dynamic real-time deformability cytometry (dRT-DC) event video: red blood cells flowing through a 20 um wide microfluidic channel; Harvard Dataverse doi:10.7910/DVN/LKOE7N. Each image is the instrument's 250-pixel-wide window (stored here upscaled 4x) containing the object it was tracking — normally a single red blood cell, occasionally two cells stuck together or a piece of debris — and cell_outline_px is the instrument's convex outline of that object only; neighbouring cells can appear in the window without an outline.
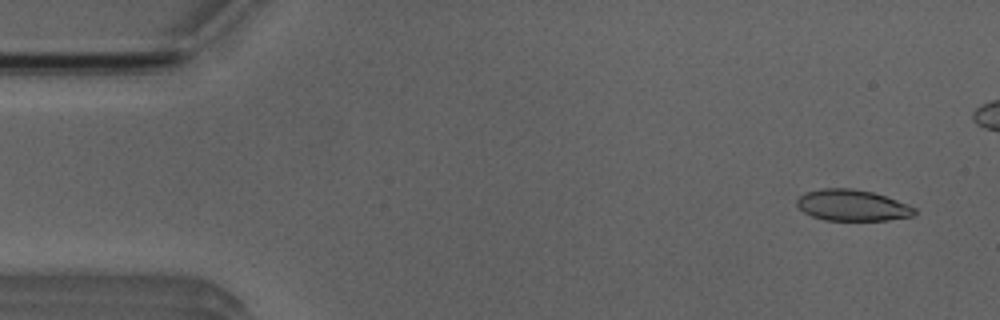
{"species": "Egyptian fruit bat (a non-hibernating species)", "species_latin": "Rousettus aegyptiacus", "temperature_condition": "room temperature", "stored_images_in_passage": 5, "camera_frame_rate_fps": 3000, "um_per_image_px": 0.085, "animal": {"sex": "male"}, "frame": {"image": 1, "passage_image": 1, "time_ms": 0.0, "image_size_px": [1000, 320], "cell_outline_px": [[916, 212], [912, 216], [888, 220], [824, 220], [812, 216], [804, 212], [796, 204], [796, 200], [804, 192], [824, 188], [852, 188], [872, 192], [896, 200], [916, 208]], "centroid_in_image_um": [72.41, 17.45], "position_along_channel_um": 12.6, "area_um2": 21.27}}
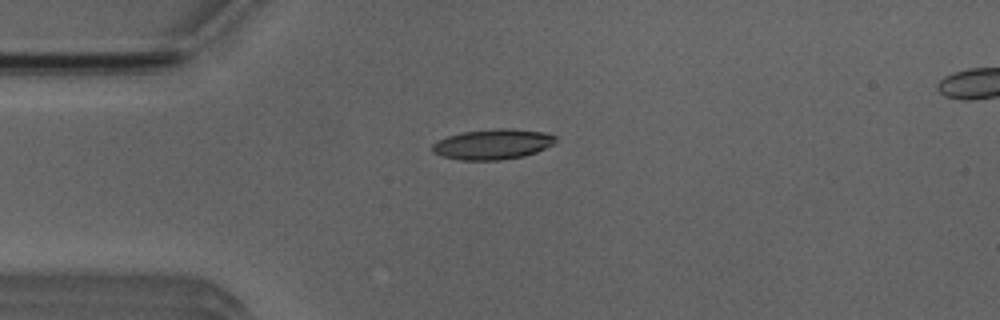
{"frame": {"image": 2, "passage_image": 5, "time_ms": 5.333, "image_size_px": [1000, 320], "cell_outline_px": [[556, 144], [536, 152], [524, 156], [500, 160], [460, 160], [444, 156], [432, 152], [432, 144], [436, 140], [460, 132], [496, 128], [512, 128], [544, 132], [556, 136]], "centroid_in_image_um": [41.9, 12.25], "position_along_channel_um": 43.1, "area_um2": 22.02}}